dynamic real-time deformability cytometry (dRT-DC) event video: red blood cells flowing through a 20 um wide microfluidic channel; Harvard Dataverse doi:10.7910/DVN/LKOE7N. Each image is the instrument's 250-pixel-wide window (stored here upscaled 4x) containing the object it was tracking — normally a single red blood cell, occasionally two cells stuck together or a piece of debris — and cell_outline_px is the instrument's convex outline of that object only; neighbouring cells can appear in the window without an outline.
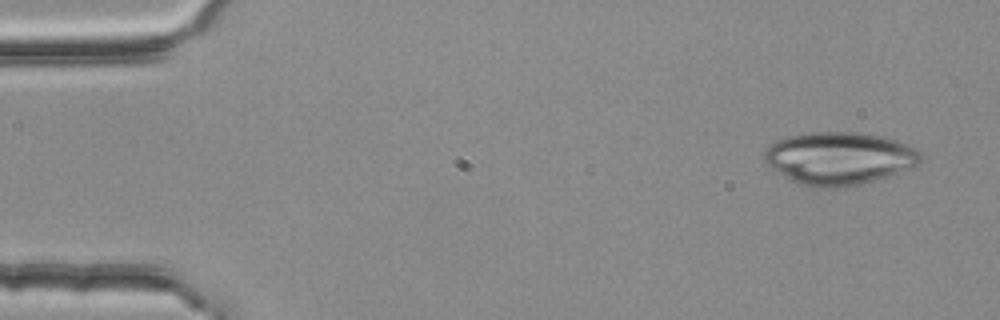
{"species": "common noctule bat (a hibernating species)", "species_latin": "Nyctalus noctula", "temperature_condition": "room temperature", "stored_images_in_passage": 4, "camera_frame_rate_fps": 3000, "um_per_image_px": 0.085, "animal": {"sex": "female", "body_mass_g": 25.1}, "frame": {"image": 1, "passage_image": 1, "time_ms": 0.0, "image_size_px": [1000, 320], "cell_outline_px": [[924, 160], [916, 168], [860, 184], [836, 188], [812, 188], [796, 184], [772, 168], [764, 160], [764, 152], [776, 140], [788, 136], [812, 132], [856, 132], [884, 136], [908, 144], [916, 148], [920, 152]], "centroid_in_image_um": [71.39, 13.46], "position_along_channel_um": 13.6, "area_um2": 48.55}}